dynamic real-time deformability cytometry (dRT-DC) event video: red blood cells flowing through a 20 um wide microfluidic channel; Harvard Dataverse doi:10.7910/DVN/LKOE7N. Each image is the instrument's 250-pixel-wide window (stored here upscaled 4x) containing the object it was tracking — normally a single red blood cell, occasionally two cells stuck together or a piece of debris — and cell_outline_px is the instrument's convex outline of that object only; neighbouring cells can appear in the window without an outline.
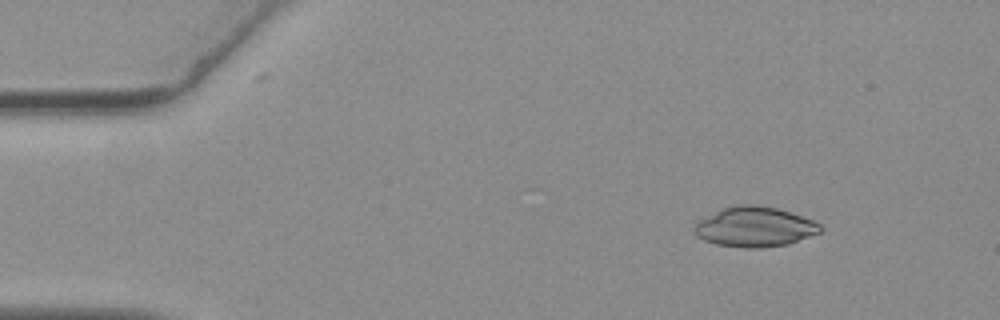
{"species": "common noctule bat (a hibernating species)", "species_latin": "Nyctalus noctula", "temperature_condition": "warm", "stored_images_in_passage": 53, "camera_frame_rate_fps": 3000, "um_per_image_px": 0.085, "animal": {"sex": "female", "body_mass_g": 19.3, "forearm_length_mm": 54.1}, "frame": {"image": 1, "passage_image": 5, "time_ms": 1.333, "image_size_px": [1000, 320], "cell_outline_px": [[824, 228], [820, 232], [788, 244], [764, 248], [744, 248], [716, 244], [704, 240], [696, 236], [692, 228], [700, 220], [720, 208], [736, 204], [756, 204], [776, 208], [812, 220], [820, 224]], "centroid_in_image_um": [64.12, 19.28], "position_along_channel_um": 20.9, "area_um2": 29.42}}
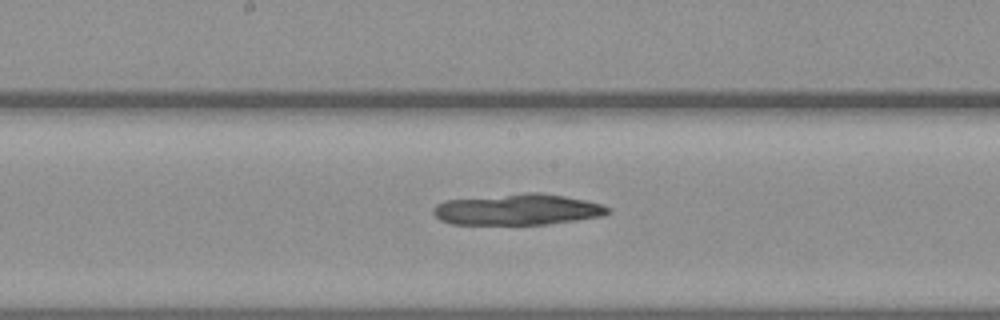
{"frame": {"image": 2, "passage_image": 27, "time_ms": 8.667, "image_size_px": [1000, 320], "cell_outline_px": [[612, 212], [604, 216], [576, 220], [544, 224], [452, 224], [440, 220], [432, 212], [432, 208], [436, 204], [444, 200], [528, 192], [540, 192], [564, 196], [584, 200], [600, 204], [612, 208]], "centroid_in_image_um": [44.0, 17.8], "position_along_channel_um": 204.2, "area_um2": 31.73}}
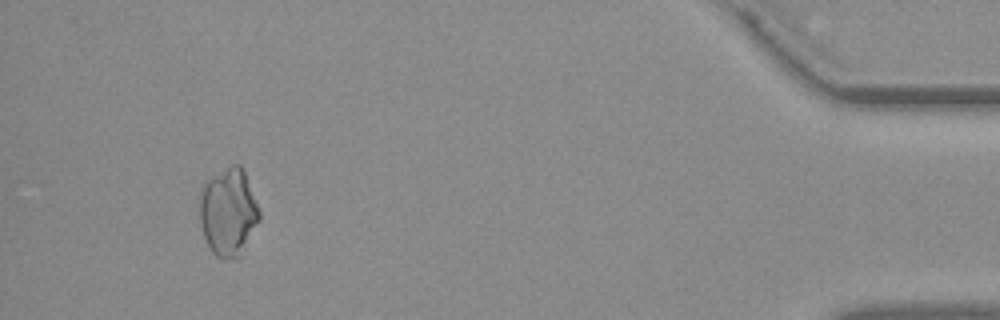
{"frame": {"image": 3, "passage_image": 50, "time_ms": 16.333, "image_size_px": [1000, 320], "cell_outline_px": [[260, 220], [240, 256], [224, 260], [216, 256], [212, 252], [204, 236], [200, 224], [200, 196], [204, 184], [208, 180], [232, 164], [240, 164], [244, 172], [260, 212]], "centroid_in_image_um": [19.41, 18.06], "position_along_channel_um": 415.8, "area_um2": 30.11}}